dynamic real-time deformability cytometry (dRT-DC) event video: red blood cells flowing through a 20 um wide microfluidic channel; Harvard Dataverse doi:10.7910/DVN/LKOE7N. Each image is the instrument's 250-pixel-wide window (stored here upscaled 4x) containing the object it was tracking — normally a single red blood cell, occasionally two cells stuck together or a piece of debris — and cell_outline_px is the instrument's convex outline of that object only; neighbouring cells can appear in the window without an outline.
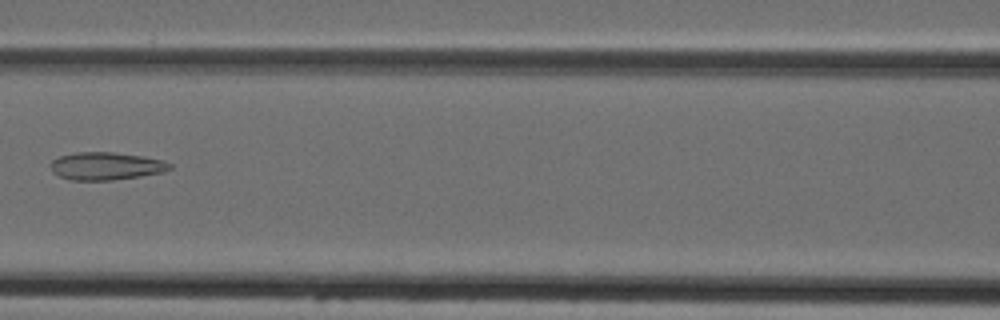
{"species": "Egyptian fruit bat (a non-hibernating species)", "species_latin": "Rousettus aegyptiacus", "temperature_condition": "cold", "stored_images_in_passage": 7, "camera_frame_rate_fps": 3000, "um_per_image_px": 0.085, "animal": {"sex": "female"}, "frame": {"image": 1, "passage_image": 7, "time_ms": 7.0, "image_size_px": [1000, 320], "cell_outline_px": [[172, 168], [164, 172], [140, 176], [112, 180], [72, 180], [60, 176], [52, 172], [52, 160], [60, 156], [76, 152], [112, 152], [144, 156], [164, 160], [172, 164]], "centroid_in_image_um": [9.06, 14.11], "position_along_channel_um": 157.5, "area_um2": 19.25}}